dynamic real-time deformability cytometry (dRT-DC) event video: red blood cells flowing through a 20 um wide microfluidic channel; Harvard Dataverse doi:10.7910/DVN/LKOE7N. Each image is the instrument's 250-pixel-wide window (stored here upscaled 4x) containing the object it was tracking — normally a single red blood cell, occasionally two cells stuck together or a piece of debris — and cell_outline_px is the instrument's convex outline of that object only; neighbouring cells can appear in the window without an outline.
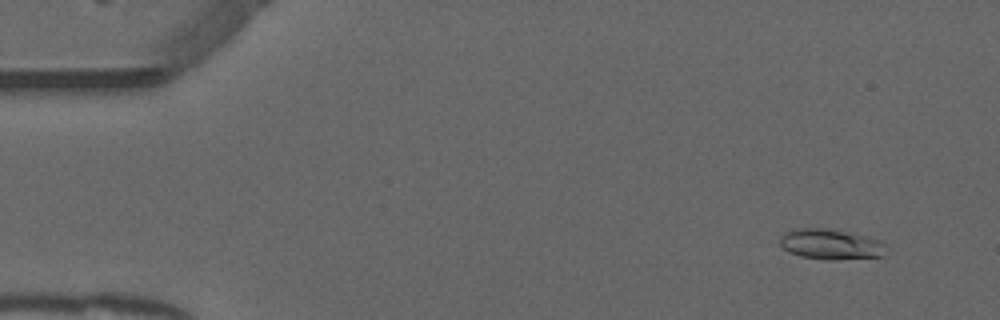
{"species": "common noctule bat (a hibernating species)", "species_latin": "Nyctalus noctula", "temperature_condition": "warm", "stored_images_in_passage": 52, "camera_frame_rate_fps": 3000, "um_per_image_px": 0.085, "animal": {"sex": "male", "forearm_length_mm": 52.5}, "frame": {"image": 1, "passage_image": 4, "time_ms": 1.0, "image_size_px": [1000, 320], "cell_outline_px": [[888, 248], [884, 256], [836, 260], [828, 260], [800, 256], [788, 252], [780, 244], [780, 236], [784, 232], [796, 228], [824, 228], [864, 236], [880, 240]], "centroid_in_image_um": [70.61, 20.78], "position_along_channel_um": 14.4, "area_um2": 18.84}}
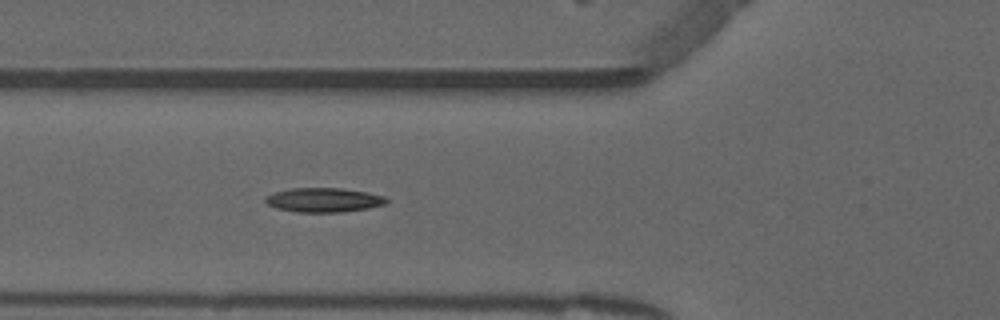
{"frame": {"image": 2, "passage_image": 19, "time_ms": 6.0, "image_size_px": [1000, 320], "cell_outline_px": [[388, 200], [384, 204], [368, 208], [344, 212], [296, 212], [276, 208], [268, 204], [264, 200], [264, 196], [288, 188], [340, 188], [368, 192], [384, 196]], "centroid_in_image_um": [27.49, 16.99], "position_along_channel_um": 98.3, "area_um2": 17.17}}
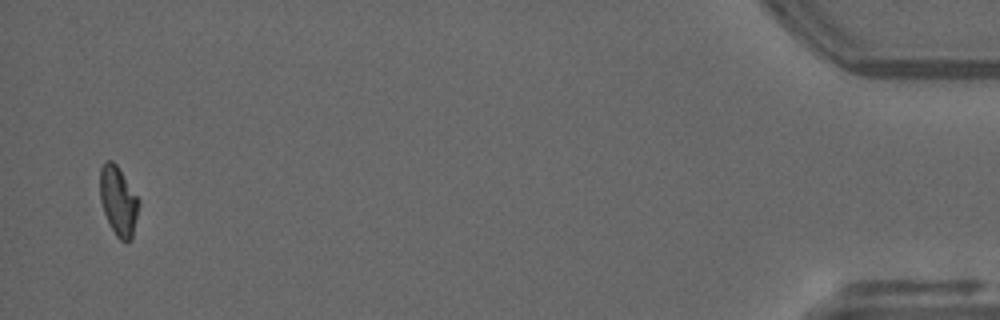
{"frame": {"image": 3, "passage_image": 51, "time_ms": 16.667, "image_size_px": [1000, 320], "cell_outline_px": [[140, 204], [132, 240], [124, 244], [116, 236], [104, 212], [100, 200], [100, 168], [108, 160], [112, 160], [116, 164], [140, 200]], "centroid_in_image_um": [10.08, 17.13], "position_along_channel_um": 425.1, "area_um2": 15.72}, "authors_computed_cell_mechanics": {"area_um2": 16.473, "velocity_mm_per_s": 3.9251, "shape_relaxation_time_tau1_ms": null, "shape_relaxation_time_tau2_ms": 3.5791, "deformation_change_tau1": null, "deformation_change_tau2": 0.0986}}